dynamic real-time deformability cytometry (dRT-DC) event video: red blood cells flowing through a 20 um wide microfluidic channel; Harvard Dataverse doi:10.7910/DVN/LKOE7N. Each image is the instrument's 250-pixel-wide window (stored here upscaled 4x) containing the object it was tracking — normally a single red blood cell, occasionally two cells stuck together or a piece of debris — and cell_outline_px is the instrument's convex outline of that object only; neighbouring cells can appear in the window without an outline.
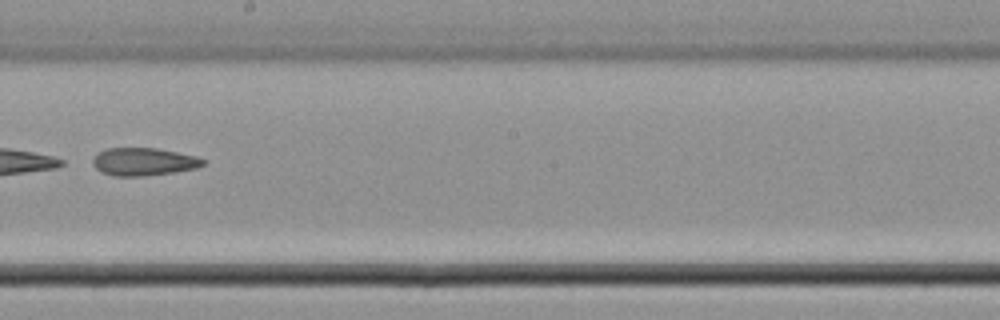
{"species": "common noctule bat (a hibernating species)", "species_latin": "Nyctalus noctula", "temperature_condition": "cold", "stored_images_in_passage": 45, "camera_frame_rate_fps": 3000, "um_per_image_px": 0.085, "animal": {"sex": "male", "body_mass_g": 21.5, "forearm_length_mm": 52.0}, "frame": {"image": 1, "passage_image": 26, "time_ms": 8.333, "image_size_px": [1000, 320], "cell_outline_px": [[204, 164], [196, 168], [172, 172], [144, 176], [112, 176], [100, 172], [92, 164], [92, 160], [100, 152], [108, 148], [156, 148], [196, 156], [204, 160]], "centroid_in_image_um": [12.18, 13.75], "position_along_channel_um": 236.0, "area_um2": 17.69}}